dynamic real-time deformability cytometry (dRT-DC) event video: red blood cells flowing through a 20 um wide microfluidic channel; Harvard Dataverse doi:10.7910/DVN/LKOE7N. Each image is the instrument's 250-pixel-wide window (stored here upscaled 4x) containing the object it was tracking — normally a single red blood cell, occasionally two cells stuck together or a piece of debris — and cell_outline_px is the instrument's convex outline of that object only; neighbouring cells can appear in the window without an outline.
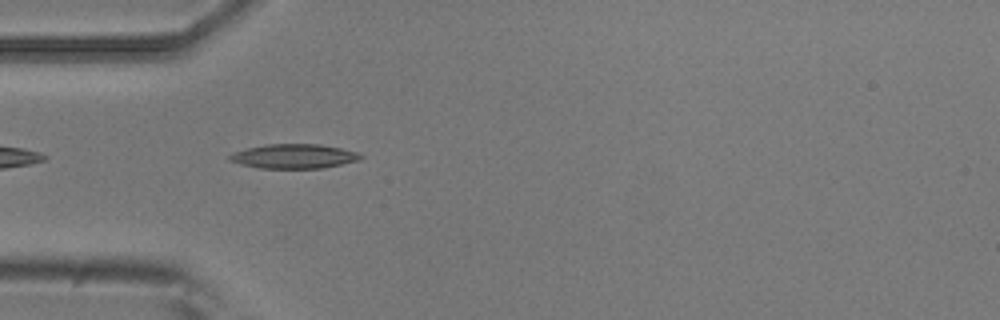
{"species": "common noctule bat (a hibernating species)", "species_latin": "Nyctalus noctula", "temperature_condition": "room temperature", "stored_images_in_passage": 7, "camera_frame_rate_fps": 3000, "um_per_image_px": 0.085, "animal": {"sex": "male", "body_mass_g": 20.5, "forearm_length_mm": 52.5}, "frame": {"image": 1, "passage_image": 5, "time_ms": 1.333, "image_size_px": [1000, 320], "cell_outline_px": [[364, 156], [360, 160], [324, 168], [260, 168], [240, 164], [228, 160], [228, 156], [236, 152], [248, 148], [264, 144], [320, 144], [360, 152]], "centroid_in_image_um": [25.03, 13.28], "position_along_channel_um": 60.0, "area_um2": 18.67}}
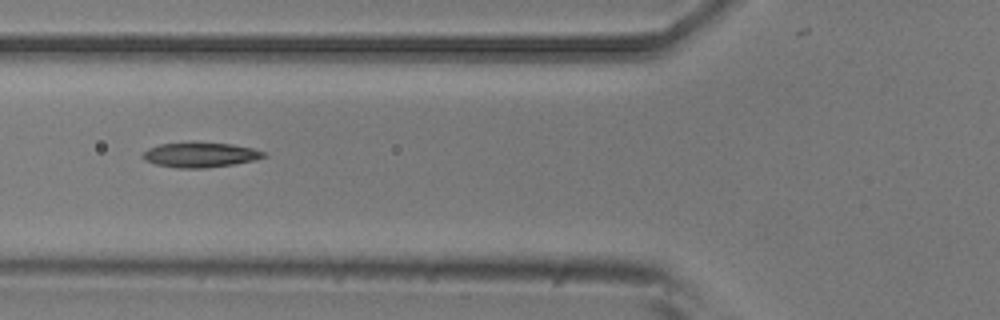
{"frame": {"image": 2, "passage_image": 6, "time_ms": 1.667, "image_size_px": [1000, 320], "cell_outline_px": [[268, 156], [252, 160], [232, 164], [204, 168], [176, 168], [156, 164], [144, 160], [140, 156], [148, 148], [160, 144], [192, 140], [232, 144], [252, 148], [264, 152]], "centroid_in_image_um": [16.96, 13.13], "position_along_channel_um": 108.8, "area_um2": 17.98}}
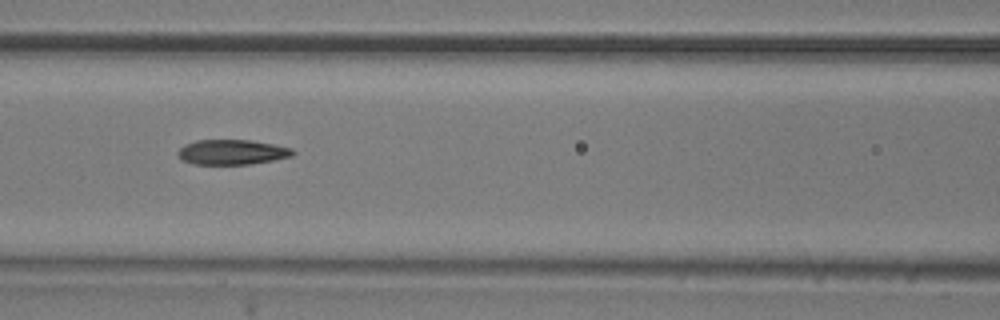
{"frame": {"image": 3, "passage_image": 7, "time_ms": 2.0, "image_size_px": [1000, 320], "cell_outline_px": [[296, 152], [292, 156], [252, 164], [192, 164], [184, 160], [176, 152], [184, 144], [196, 140], [248, 140], [272, 144], [292, 148]], "centroid_in_image_um": [19.72, 12.93], "position_along_channel_um": 146.9, "area_um2": 16.65}}